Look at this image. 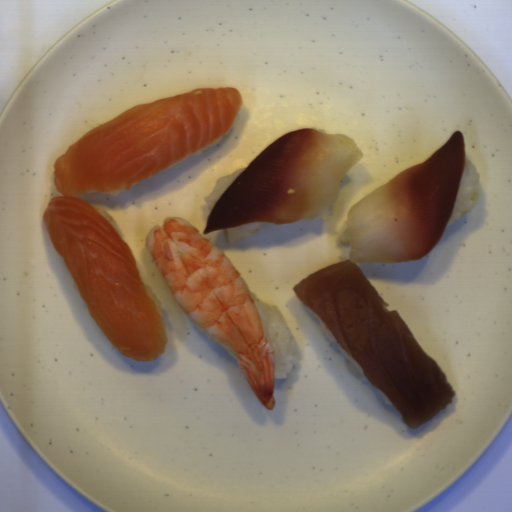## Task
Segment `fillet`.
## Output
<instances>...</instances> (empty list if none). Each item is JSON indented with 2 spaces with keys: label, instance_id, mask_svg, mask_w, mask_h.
<instances>
[{
  "label": "fillet",
  "instance_id": "1",
  "mask_svg": "<svg viewBox=\"0 0 512 512\" xmlns=\"http://www.w3.org/2000/svg\"><path fill=\"white\" fill-rule=\"evenodd\" d=\"M244 101L232 87L196 88L141 103L86 132L54 161L61 196L42 214L46 232L107 340L136 361H154L169 344L163 316L129 244L77 196H119L225 135Z\"/></svg>",
  "mask_w": 512,
  "mask_h": 512
},
{
  "label": "fillet",
  "instance_id": "2",
  "mask_svg": "<svg viewBox=\"0 0 512 512\" xmlns=\"http://www.w3.org/2000/svg\"><path fill=\"white\" fill-rule=\"evenodd\" d=\"M465 163L464 136L457 130L422 163L348 210L338 236L350 244L348 260L321 268L291 288L413 430L453 404L456 391L357 263H407L430 253L448 226Z\"/></svg>",
  "mask_w": 512,
  "mask_h": 512
},
{
  "label": "fillet",
  "instance_id": "3",
  "mask_svg": "<svg viewBox=\"0 0 512 512\" xmlns=\"http://www.w3.org/2000/svg\"><path fill=\"white\" fill-rule=\"evenodd\" d=\"M365 156L354 139L303 128L263 149L225 189L203 235L244 224L331 218L346 173Z\"/></svg>",
  "mask_w": 512,
  "mask_h": 512
}]
</instances>
